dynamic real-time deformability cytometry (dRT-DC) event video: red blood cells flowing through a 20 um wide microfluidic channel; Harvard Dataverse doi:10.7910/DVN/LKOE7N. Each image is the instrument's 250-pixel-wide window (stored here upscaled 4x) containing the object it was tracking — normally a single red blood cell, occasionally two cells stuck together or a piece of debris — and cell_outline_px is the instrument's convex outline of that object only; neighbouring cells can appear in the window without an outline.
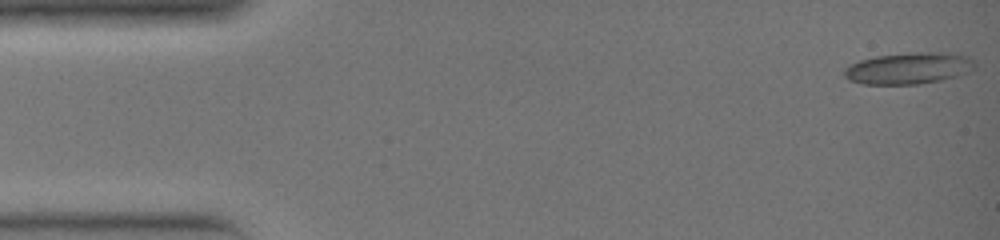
{"species": "common noctule bat (a hibernating species)", "species_latin": "Nyctalus noctula", "temperature_condition": "warm", "stored_images_in_passage": 35, "camera_frame_rate_fps": 3000, "um_per_image_px": 0.085, "animal": {"sex": "female", "body_mass_g": 19.0, "forearm_length_mm": 51.5}, "frame": {"image": 1, "passage_image": 1, "time_ms": 0.0, "image_size_px": [1000, 240], "cell_outline_px": [[976, 68], [968, 72], [956, 76], [940, 80], [920, 84], [860, 84], [848, 80], [844, 76], [844, 68], [848, 64], [860, 60], [876, 56], [916, 52], [940, 52], [968, 56], [976, 64]], "centroid_in_image_um": [77.21, 5.81], "position_along_channel_um": 7.8, "area_um2": 24.1}}
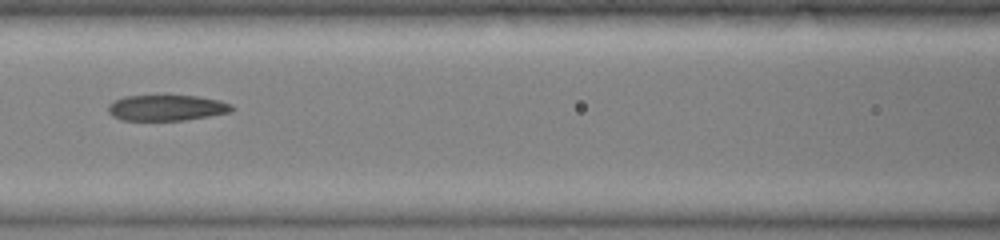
{"frame": {"image": 2, "passage_image": 16, "time_ms": 5.0, "image_size_px": [1000, 240], "cell_outline_px": [[236, 108], [232, 112], [184, 120], [120, 120], [112, 116], [108, 112], [108, 104], [112, 100], [124, 96], [200, 96], [220, 100], [232, 104]], "centroid_in_image_um": [14.17, 9.16], "position_along_channel_um": 152.4, "area_um2": 18.79}}
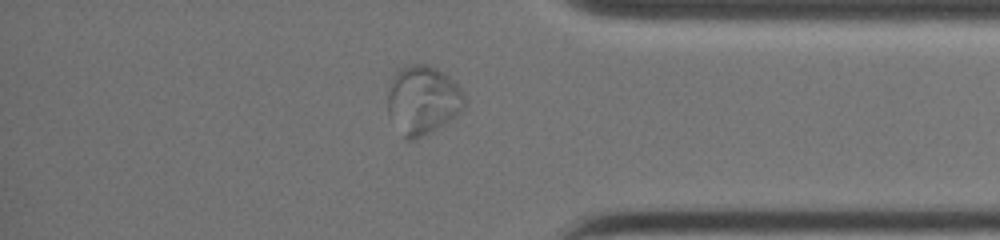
{"frame": {"image": 3, "passage_image": 30, "time_ms": 9.667, "image_size_px": [1000, 240], "cell_outline_px": [[464, 108], [456, 116], [436, 128], [412, 140], [408, 140], [404, 136], [388, 116], [388, 88], [392, 76], [396, 68], [412, 64], [428, 64], [436, 68], [448, 76], [460, 88], [464, 96]], "centroid_in_image_um": [35.89, 8.46], "position_along_channel_um": 399.3, "area_um2": 30.63}}